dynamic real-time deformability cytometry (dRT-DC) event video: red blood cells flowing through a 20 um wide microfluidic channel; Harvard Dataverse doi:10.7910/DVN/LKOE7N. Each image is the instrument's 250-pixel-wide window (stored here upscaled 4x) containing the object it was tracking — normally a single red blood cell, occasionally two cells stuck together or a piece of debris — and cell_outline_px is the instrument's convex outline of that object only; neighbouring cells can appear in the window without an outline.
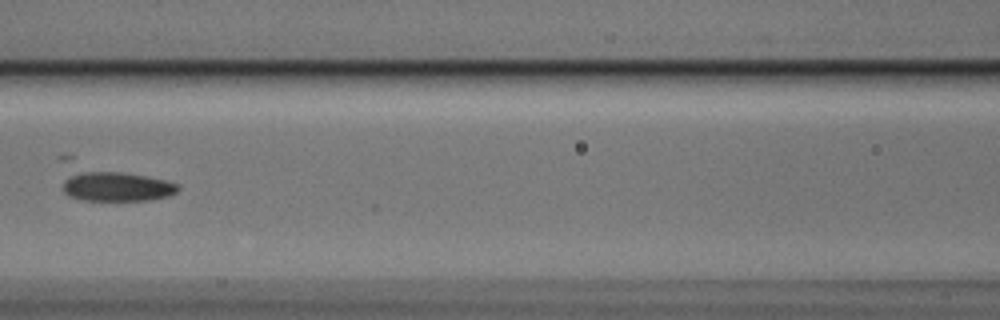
{"species": "Egyptian fruit bat (a non-hibernating species)", "species_latin": "Rousettus aegyptiacus", "temperature_condition": "cold", "stored_images_in_passage": 6, "camera_frame_rate_fps": 3000, "um_per_image_px": 0.085, "animal": {"sex": "male"}, "frame": {"image": 1, "passage_image": 6, "time_ms": 1.667, "image_size_px": [1000, 320], "cell_outline_px": [[180, 188], [176, 192], [168, 196], [148, 200], [84, 200], [68, 196], [64, 192], [64, 180], [72, 176], [84, 172], [120, 172], [144, 176], [164, 180], [180, 184]], "centroid_in_image_um": [9.98, 15.88], "position_along_channel_um": 156.6, "area_um2": 19.25}}